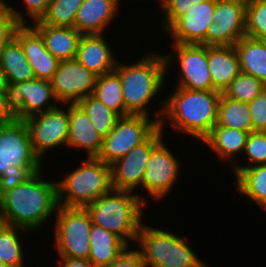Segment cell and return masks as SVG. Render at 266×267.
<instances>
[{"instance_id": "cell-1", "label": "cell", "mask_w": 266, "mask_h": 267, "mask_svg": "<svg viewBox=\"0 0 266 267\" xmlns=\"http://www.w3.org/2000/svg\"><path fill=\"white\" fill-rule=\"evenodd\" d=\"M41 171L0 197L3 223L34 233L56 214L59 207L57 181H48Z\"/></svg>"}, {"instance_id": "cell-2", "label": "cell", "mask_w": 266, "mask_h": 267, "mask_svg": "<svg viewBox=\"0 0 266 267\" xmlns=\"http://www.w3.org/2000/svg\"><path fill=\"white\" fill-rule=\"evenodd\" d=\"M162 101L155 120L163 130L166 119L180 135L185 133L202 141L217 122L218 103L222 93L216 90H189L176 87Z\"/></svg>"}, {"instance_id": "cell-3", "label": "cell", "mask_w": 266, "mask_h": 267, "mask_svg": "<svg viewBox=\"0 0 266 267\" xmlns=\"http://www.w3.org/2000/svg\"><path fill=\"white\" fill-rule=\"evenodd\" d=\"M168 70L165 54L153 52L145 54L133 64L117 62L114 71L121 80L125 116L131 114L150 117V109L147 107L155 101L154 98L165 85Z\"/></svg>"}, {"instance_id": "cell-4", "label": "cell", "mask_w": 266, "mask_h": 267, "mask_svg": "<svg viewBox=\"0 0 266 267\" xmlns=\"http://www.w3.org/2000/svg\"><path fill=\"white\" fill-rule=\"evenodd\" d=\"M147 199L135 192L112 189L86 207L92 224L116 234L128 246L137 239ZM130 239V240H129ZM129 240V241H128Z\"/></svg>"}, {"instance_id": "cell-5", "label": "cell", "mask_w": 266, "mask_h": 267, "mask_svg": "<svg viewBox=\"0 0 266 267\" xmlns=\"http://www.w3.org/2000/svg\"><path fill=\"white\" fill-rule=\"evenodd\" d=\"M57 181L58 203L68 208H86L113 189L111 165L88 157L78 168Z\"/></svg>"}, {"instance_id": "cell-6", "label": "cell", "mask_w": 266, "mask_h": 267, "mask_svg": "<svg viewBox=\"0 0 266 267\" xmlns=\"http://www.w3.org/2000/svg\"><path fill=\"white\" fill-rule=\"evenodd\" d=\"M134 243L146 267H209L187 244L188 240L164 229L142 223Z\"/></svg>"}, {"instance_id": "cell-7", "label": "cell", "mask_w": 266, "mask_h": 267, "mask_svg": "<svg viewBox=\"0 0 266 267\" xmlns=\"http://www.w3.org/2000/svg\"><path fill=\"white\" fill-rule=\"evenodd\" d=\"M54 229L56 252L60 257L88 259L92 219L86 208L60 206Z\"/></svg>"}, {"instance_id": "cell-8", "label": "cell", "mask_w": 266, "mask_h": 267, "mask_svg": "<svg viewBox=\"0 0 266 267\" xmlns=\"http://www.w3.org/2000/svg\"><path fill=\"white\" fill-rule=\"evenodd\" d=\"M159 123L145 115L120 116L115 126L103 139V147L97 158L111 165L126 155L133 147L145 141Z\"/></svg>"}, {"instance_id": "cell-9", "label": "cell", "mask_w": 266, "mask_h": 267, "mask_svg": "<svg viewBox=\"0 0 266 267\" xmlns=\"http://www.w3.org/2000/svg\"><path fill=\"white\" fill-rule=\"evenodd\" d=\"M42 163L34 152L24 120L12 118L0 123V177L22 167H43Z\"/></svg>"}, {"instance_id": "cell-10", "label": "cell", "mask_w": 266, "mask_h": 267, "mask_svg": "<svg viewBox=\"0 0 266 267\" xmlns=\"http://www.w3.org/2000/svg\"><path fill=\"white\" fill-rule=\"evenodd\" d=\"M175 52L165 55L167 68L176 61L179 77L176 87L189 90H212V80L208 67L207 45L173 43ZM173 53V54H172ZM175 56V57H173ZM177 58V59H174Z\"/></svg>"}, {"instance_id": "cell-11", "label": "cell", "mask_w": 266, "mask_h": 267, "mask_svg": "<svg viewBox=\"0 0 266 267\" xmlns=\"http://www.w3.org/2000/svg\"><path fill=\"white\" fill-rule=\"evenodd\" d=\"M164 130L158 127L145 141L111 164L112 187L130 191L142 188V181L152 149L162 140Z\"/></svg>"}, {"instance_id": "cell-12", "label": "cell", "mask_w": 266, "mask_h": 267, "mask_svg": "<svg viewBox=\"0 0 266 267\" xmlns=\"http://www.w3.org/2000/svg\"><path fill=\"white\" fill-rule=\"evenodd\" d=\"M64 105L68 107L67 111L58 106L24 120L29 129L34 152L41 160L48 150L67 143L69 104Z\"/></svg>"}, {"instance_id": "cell-13", "label": "cell", "mask_w": 266, "mask_h": 267, "mask_svg": "<svg viewBox=\"0 0 266 267\" xmlns=\"http://www.w3.org/2000/svg\"><path fill=\"white\" fill-rule=\"evenodd\" d=\"M246 7L247 0H217L214 21L207 28L206 45H235L245 36Z\"/></svg>"}, {"instance_id": "cell-14", "label": "cell", "mask_w": 266, "mask_h": 267, "mask_svg": "<svg viewBox=\"0 0 266 267\" xmlns=\"http://www.w3.org/2000/svg\"><path fill=\"white\" fill-rule=\"evenodd\" d=\"M169 149L162 139L152 149L145 168L142 189H145L155 201L171 194L180 174L182 164Z\"/></svg>"}, {"instance_id": "cell-15", "label": "cell", "mask_w": 266, "mask_h": 267, "mask_svg": "<svg viewBox=\"0 0 266 267\" xmlns=\"http://www.w3.org/2000/svg\"><path fill=\"white\" fill-rule=\"evenodd\" d=\"M8 104L13 118L25 120L27 117L54 109L60 103L54 94L51 81L34 78L13 84L10 87Z\"/></svg>"}, {"instance_id": "cell-16", "label": "cell", "mask_w": 266, "mask_h": 267, "mask_svg": "<svg viewBox=\"0 0 266 267\" xmlns=\"http://www.w3.org/2000/svg\"><path fill=\"white\" fill-rule=\"evenodd\" d=\"M97 77L76 59L64 60L60 61L51 84L61 105L76 104L82 98L94 93Z\"/></svg>"}, {"instance_id": "cell-17", "label": "cell", "mask_w": 266, "mask_h": 267, "mask_svg": "<svg viewBox=\"0 0 266 267\" xmlns=\"http://www.w3.org/2000/svg\"><path fill=\"white\" fill-rule=\"evenodd\" d=\"M217 0H205L180 16L165 32L173 43L204 44L208 25L214 21L213 14ZM172 36V37H171Z\"/></svg>"}, {"instance_id": "cell-18", "label": "cell", "mask_w": 266, "mask_h": 267, "mask_svg": "<svg viewBox=\"0 0 266 267\" xmlns=\"http://www.w3.org/2000/svg\"><path fill=\"white\" fill-rule=\"evenodd\" d=\"M21 44L35 78L51 81L60 61L45 47L41 35L28 24H21L14 36Z\"/></svg>"}, {"instance_id": "cell-19", "label": "cell", "mask_w": 266, "mask_h": 267, "mask_svg": "<svg viewBox=\"0 0 266 267\" xmlns=\"http://www.w3.org/2000/svg\"><path fill=\"white\" fill-rule=\"evenodd\" d=\"M104 34H82L75 59L97 76L112 72L117 60Z\"/></svg>"}, {"instance_id": "cell-20", "label": "cell", "mask_w": 266, "mask_h": 267, "mask_svg": "<svg viewBox=\"0 0 266 267\" xmlns=\"http://www.w3.org/2000/svg\"><path fill=\"white\" fill-rule=\"evenodd\" d=\"M120 0H83L74 28L81 34H104L116 19Z\"/></svg>"}, {"instance_id": "cell-21", "label": "cell", "mask_w": 266, "mask_h": 267, "mask_svg": "<svg viewBox=\"0 0 266 267\" xmlns=\"http://www.w3.org/2000/svg\"><path fill=\"white\" fill-rule=\"evenodd\" d=\"M207 59L212 90L224 93L241 73L240 58L235 46H207Z\"/></svg>"}, {"instance_id": "cell-22", "label": "cell", "mask_w": 266, "mask_h": 267, "mask_svg": "<svg viewBox=\"0 0 266 267\" xmlns=\"http://www.w3.org/2000/svg\"><path fill=\"white\" fill-rule=\"evenodd\" d=\"M66 146L86 150L87 157H97L103 147V138L92 127L89 117L77 104H69Z\"/></svg>"}, {"instance_id": "cell-23", "label": "cell", "mask_w": 266, "mask_h": 267, "mask_svg": "<svg viewBox=\"0 0 266 267\" xmlns=\"http://www.w3.org/2000/svg\"><path fill=\"white\" fill-rule=\"evenodd\" d=\"M33 24V25H32ZM30 24L42 37L46 49L59 61L75 59L82 34L74 27L50 26L40 20Z\"/></svg>"}, {"instance_id": "cell-24", "label": "cell", "mask_w": 266, "mask_h": 267, "mask_svg": "<svg viewBox=\"0 0 266 267\" xmlns=\"http://www.w3.org/2000/svg\"><path fill=\"white\" fill-rule=\"evenodd\" d=\"M249 132L215 125L210 133L201 141L223 161L242 156Z\"/></svg>"}, {"instance_id": "cell-25", "label": "cell", "mask_w": 266, "mask_h": 267, "mask_svg": "<svg viewBox=\"0 0 266 267\" xmlns=\"http://www.w3.org/2000/svg\"><path fill=\"white\" fill-rule=\"evenodd\" d=\"M89 238L88 260L95 267L111 264L128 247L116 234L94 224L91 225Z\"/></svg>"}, {"instance_id": "cell-26", "label": "cell", "mask_w": 266, "mask_h": 267, "mask_svg": "<svg viewBox=\"0 0 266 267\" xmlns=\"http://www.w3.org/2000/svg\"><path fill=\"white\" fill-rule=\"evenodd\" d=\"M234 46L240 58L241 72L266 85V41L243 36Z\"/></svg>"}, {"instance_id": "cell-27", "label": "cell", "mask_w": 266, "mask_h": 267, "mask_svg": "<svg viewBox=\"0 0 266 267\" xmlns=\"http://www.w3.org/2000/svg\"><path fill=\"white\" fill-rule=\"evenodd\" d=\"M0 66L6 74L10 87L13 84L35 78L33 69L27 61L22 46L15 37L3 48L0 56Z\"/></svg>"}, {"instance_id": "cell-28", "label": "cell", "mask_w": 266, "mask_h": 267, "mask_svg": "<svg viewBox=\"0 0 266 267\" xmlns=\"http://www.w3.org/2000/svg\"><path fill=\"white\" fill-rule=\"evenodd\" d=\"M236 190L266 211V164L242 169L236 176Z\"/></svg>"}, {"instance_id": "cell-29", "label": "cell", "mask_w": 266, "mask_h": 267, "mask_svg": "<svg viewBox=\"0 0 266 267\" xmlns=\"http://www.w3.org/2000/svg\"><path fill=\"white\" fill-rule=\"evenodd\" d=\"M216 125L253 132L252 119L247 102L236 101L223 93L218 103Z\"/></svg>"}, {"instance_id": "cell-30", "label": "cell", "mask_w": 266, "mask_h": 267, "mask_svg": "<svg viewBox=\"0 0 266 267\" xmlns=\"http://www.w3.org/2000/svg\"><path fill=\"white\" fill-rule=\"evenodd\" d=\"M89 117L92 127L104 139L120 117L93 94L76 103Z\"/></svg>"}, {"instance_id": "cell-31", "label": "cell", "mask_w": 266, "mask_h": 267, "mask_svg": "<svg viewBox=\"0 0 266 267\" xmlns=\"http://www.w3.org/2000/svg\"><path fill=\"white\" fill-rule=\"evenodd\" d=\"M17 233L28 235L30 232L14 225L0 223V259L7 267H24L22 241Z\"/></svg>"}, {"instance_id": "cell-32", "label": "cell", "mask_w": 266, "mask_h": 267, "mask_svg": "<svg viewBox=\"0 0 266 267\" xmlns=\"http://www.w3.org/2000/svg\"><path fill=\"white\" fill-rule=\"evenodd\" d=\"M93 95L119 116H125L121 80L115 71L97 77Z\"/></svg>"}, {"instance_id": "cell-33", "label": "cell", "mask_w": 266, "mask_h": 267, "mask_svg": "<svg viewBox=\"0 0 266 267\" xmlns=\"http://www.w3.org/2000/svg\"><path fill=\"white\" fill-rule=\"evenodd\" d=\"M82 2L83 0H51L46 14L40 21L50 26L74 27Z\"/></svg>"}, {"instance_id": "cell-34", "label": "cell", "mask_w": 266, "mask_h": 267, "mask_svg": "<svg viewBox=\"0 0 266 267\" xmlns=\"http://www.w3.org/2000/svg\"><path fill=\"white\" fill-rule=\"evenodd\" d=\"M265 89L266 85L261 80L241 72L223 94L230 99L248 103Z\"/></svg>"}, {"instance_id": "cell-35", "label": "cell", "mask_w": 266, "mask_h": 267, "mask_svg": "<svg viewBox=\"0 0 266 267\" xmlns=\"http://www.w3.org/2000/svg\"><path fill=\"white\" fill-rule=\"evenodd\" d=\"M249 161L242 166L232 162L231 168L235 176L242 170L256 165L266 164V131H253L248 134L244 152ZM233 166V167H232Z\"/></svg>"}, {"instance_id": "cell-36", "label": "cell", "mask_w": 266, "mask_h": 267, "mask_svg": "<svg viewBox=\"0 0 266 267\" xmlns=\"http://www.w3.org/2000/svg\"><path fill=\"white\" fill-rule=\"evenodd\" d=\"M245 36L266 41V0H247Z\"/></svg>"}, {"instance_id": "cell-37", "label": "cell", "mask_w": 266, "mask_h": 267, "mask_svg": "<svg viewBox=\"0 0 266 267\" xmlns=\"http://www.w3.org/2000/svg\"><path fill=\"white\" fill-rule=\"evenodd\" d=\"M23 12L10 6L6 0L0 4V56L6 44L15 36L17 28L21 24H28Z\"/></svg>"}, {"instance_id": "cell-38", "label": "cell", "mask_w": 266, "mask_h": 267, "mask_svg": "<svg viewBox=\"0 0 266 267\" xmlns=\"http://www.w3.org/2000/svg\"><path fill=\"white\" fill-rule=\"evenodd\" d=\"M205 0H159L162 7L163 23L161 27L166 31L180 16L189 12L197 3Z\"/></svg>"}, {"instance_id": "cell-39", "label": "cell", "mask_w": 266, "mask_h": 267, "mask_svg": "<svg viewBox=\"0 0 266 267\" xmlns=\"http://www.w3.org/2000/svg\"><path fill=\"white\" fill-rule=\"evenodd\" d=\"M43 167H22L20 170H10L0 177V197L15 186L26 182Z\"/></svg>"}, {"instance_id": "cell-40", "label": "cell", "mask_w": 266, "mask_h": 267, "mask_svg": "<svg viewBox=\"0 0 266 267\" xmlns=\"http://www.w3.org/2000/svg\"><path fill=\"white\" fill-rule=\"evenodd\" d=\"M254 131H266V89L248 102Z\"/></svg>"}, {"instance_id": "cell-41", "label": "cell", "mask_w": 266, "mask_h": 267, "mask_svg": "<svg viewBox=\"0 0 266 267\" xmlns=\"http://www.w3.org/2000/svg\"><path fill=\"white\" fill-rule=\"evenodd\" d=\"M103 267H146V264L139 250L128 246L111 264Z\"/></svg>"}, {"instance_id": "cell-42", "label": "cell", "mask_w": 266, "mask_h": 267, "mask_svg": "<svg viewBox=\"0 0 266 267\" xmlns=\"http://www.w3.org/2000/svg\"><path fill=\"white\" fill-rule=\"evenodd\" d=\"M22 4L26 6L25 16L29 17L33 22L39 21L46 14L51 0H22Z\"/></svg>"}, {"instance_id": "cell-43", "label": "cell", "mask_w": 266, "mask_h": 267, "mask_svg": "<svg viewBox=\"0 0 266 267\" xmlns=\"http://www.w3.org/2000/svg\"><path fill=\"white\" fill-rule=\"evenodd\" d=\"M13 118L8 104V97L0 92V123L7 122Z\"/></svg>"}, {"instance_id": "cell-44", "label": "cell", "mask_w": 266, "mask_h": 267, "mask_svg": "<svg viewBox=\"0 0 266 267\" xmlns=\"http://www.w3.org/2000/svg\"><path fill=\"white\" fill-rule=\"evenodd\" d=\"M60 267H95L88 259H73L69 257H60ZM62 262V264H61Z\"/></svg>"}, {"instance_id": "cell-45", "label": "cell", "mask_w": 266, "mask_h": 267, "mask_svg": "<svg viewBox=\"0 0 266 267\" xmlns=\"http://www.w3.org/2000/svg\"><path fill=\"white\" fill-rule=\"evenodd\" d=\"M0 92L4 93L7 97L10 94V85L8 83L5 72L0 66Z\"/></svg>"}, {"instance_id": "cell-46", "label": "cell", "mask_w": 266, "mask_h": 267, "mask_svg": "<svg viewBox=\"0 0 266 267\" xmlns=\"http://www.w3.org/2000/svg\"><path fill=\"white\" fill-rule=\"evenodd\" d=\"M0 267H7L0 259Z\"/></svg>"}]
</instances>
